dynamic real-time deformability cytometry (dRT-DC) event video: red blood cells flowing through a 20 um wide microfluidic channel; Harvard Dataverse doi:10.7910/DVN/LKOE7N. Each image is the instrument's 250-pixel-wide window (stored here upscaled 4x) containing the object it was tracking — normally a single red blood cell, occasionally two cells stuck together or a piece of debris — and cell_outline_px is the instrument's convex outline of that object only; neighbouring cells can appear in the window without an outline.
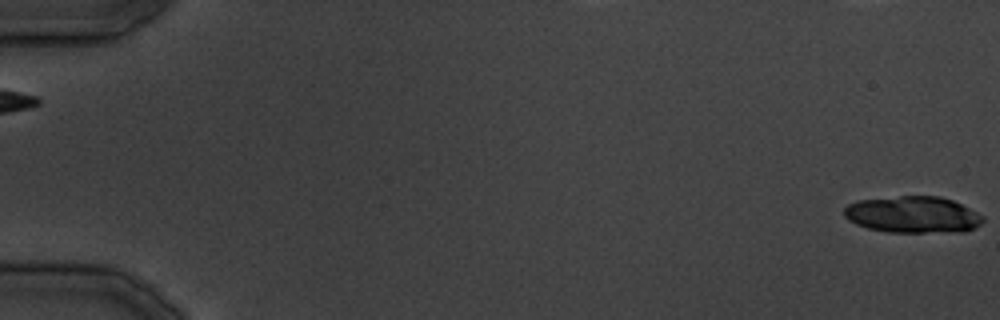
{"species": "common noctule bat (a hibernating species)", "species_latin": "Nyctalus noctula", "temperature_condition": "cold", "stored_images_in_passage": 32, "camera_frame_rate_fps": 3000, "um_per_image_px": 0.085, "animal": {"sex": "male", "body_mass_g": 19.5, "forearm_length_mm": 54.6}, "frame": {"image": 1, "passage_image": 1, "time_ms": 0.0, "image_size_px": [1000, 320], "cell_outline_px": [[984, 220], [976, 228], [964, 232], [888, 232], [868, 228], [856, 224], [848, 220], [844, 216], [844, 208], [848, 204], [856, 200], [900, 196], [940, 196], [952, 200], [984, 216]], "centroid_in_image_um": [77.59, 18.25], "position_along_channel_um": 7.4, "area_um2": 29.77}}